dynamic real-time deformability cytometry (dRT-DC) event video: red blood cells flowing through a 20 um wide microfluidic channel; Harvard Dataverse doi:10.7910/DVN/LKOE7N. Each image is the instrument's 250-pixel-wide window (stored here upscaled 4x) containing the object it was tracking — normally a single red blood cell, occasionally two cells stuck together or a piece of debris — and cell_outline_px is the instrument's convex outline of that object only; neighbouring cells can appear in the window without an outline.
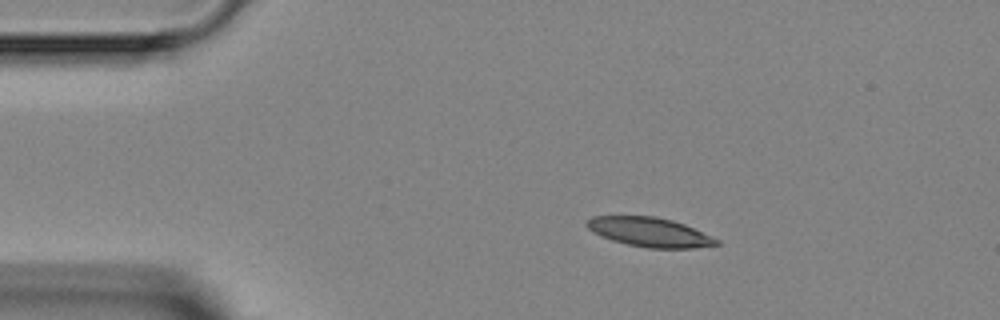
{"species": "Egyptian fruit bat (a non-hibernating species)", "species_latin": "Rousettus aegyptiacus", "temperature_condition": "room temperature", "stored_images_in_passage": 3, "camera_frame_rate_fps": 3000, "um_per_image_px": 0.085, "animal": {"sex": "female"}, "frame": {"image": 1, "passage_image": 1, "time_ms": 0.0, "image_size_px": [1000, 320], "cell_outline_px": [[720, 244], [696, 248], [648, 248], [628, 244], [612, 240], [600, 236], [592, 232], [584, 224], [592, 216], [656, 216], [672, 220], [684, 224], [712, 236], [720, 240]], "centroid_in_image_um": [55.22, 19.73], "position_along_channel_um": 29.8, "area_um2": 22.2}}
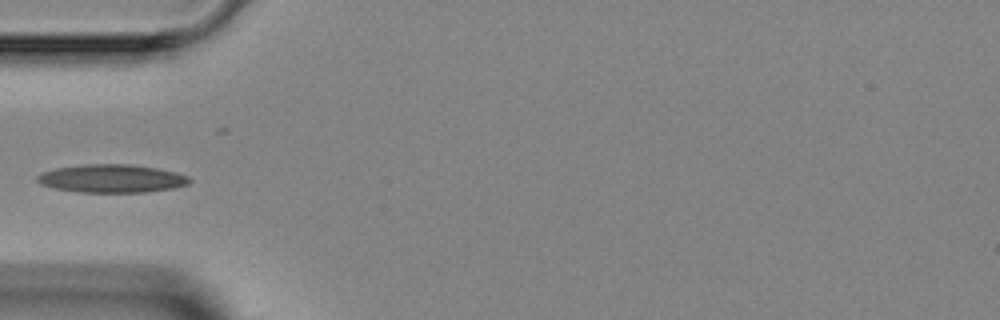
{"frame": {"image": 2, "passage_image": 3, "time_ms": 2.333, "image_size_px": [1000, 320], "cell_outline_px": [[192, 180], [188, 184], [172, 188], [148, 192], [80, 192], [56, 188], [40, 184], [36, 180], [36, 176], [44, 172], [56, 168], [84, 164], [132, 164], [156, 168], [176, 172], [188, 176]], "centroid_in_image_um": [9.51, 15.17], "position_along_channel_um": 75.5, "area_um2": 24.91}}